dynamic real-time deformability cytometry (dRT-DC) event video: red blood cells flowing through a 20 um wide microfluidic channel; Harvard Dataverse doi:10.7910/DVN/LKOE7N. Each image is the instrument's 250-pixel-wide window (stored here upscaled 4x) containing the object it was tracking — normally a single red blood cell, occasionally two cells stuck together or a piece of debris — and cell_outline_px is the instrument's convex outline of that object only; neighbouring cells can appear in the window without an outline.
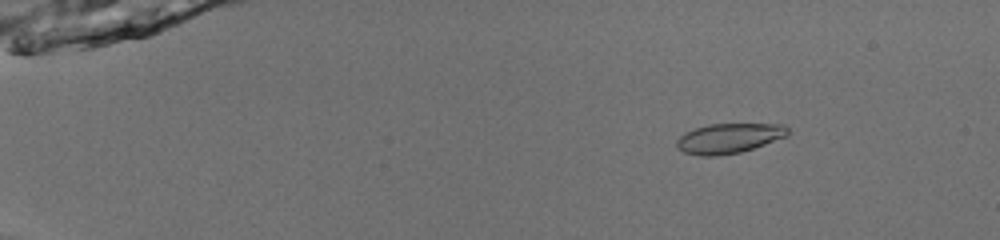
{"species": "common noctule bat (a hibernating species)", "species_latin": "Nyctalus noctula", "temperature_condition": "room temperature", "stored_images_in_passage": 53, "camera_frame_rate_fps": 3000, "um_per_image_px": 0.085, "animal": {"sex": "male", "body_mass_g": 13.0, "forearm_length_mm": 53.1}, "frame": {"image": 1, "passage_image": 9, "time_ms": 2.667, "image_size_px": [1000, 240], "cell_outline_px": [[788, 136], [740, 152], [716, 156], [700, 156], [684, 152], [676, 148], [676, 140], [684, 132], [708, 124], [784, 124], [788, 128]], "centroid_in_image_um": [61.93, 11.75], "position_along_channel_um": 23.1, "area_um2": 19.36}}
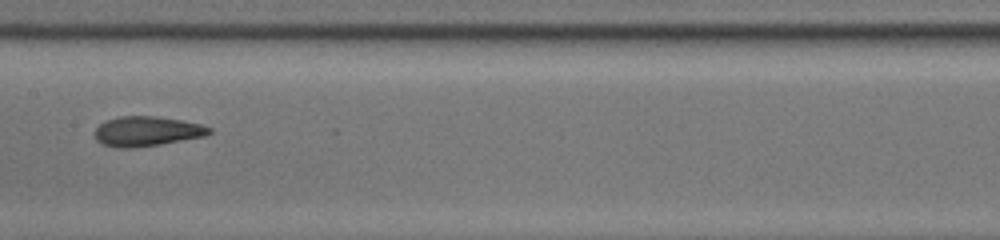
{"frame": {"image": 2, "passage_image": 30, "time_ms": 9.667, "image_size_px": [1000, 240], "cell_outline_px": [[212, 132], [204, 136], [160, 144], [136, 148], [120, 148], [104, 144], [96, 140], [96, 128], [104, 120], [120, 116], [156, 116], [180, 120], [200, 124], [212, 128]], "centroid_in_image_um": [12.48, 11.15], "position_along_channel_um": 194.9, "area_um2": 19.77}}
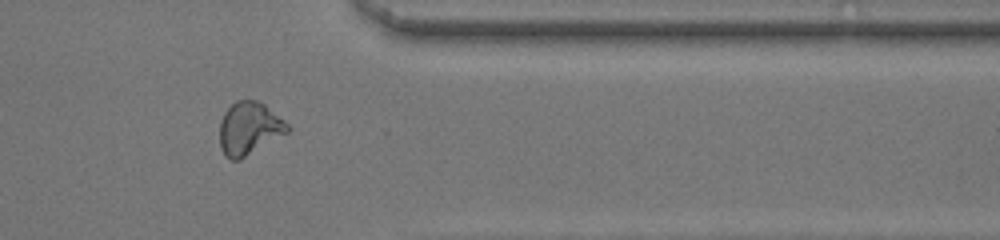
{"frame": {"image": 3, "passage_image": 45, "time_ms": 14.667, "image_size_px": [1000, 240], "cell_outline_px": [[292, 128], [288, 132], [240, 160], [232, 160], [220, 148], [220, 124], [224, 112], [236, 100], [256, 100], [264, 104], [284, 120]], "centroid_in_image_um": [21.19, 10.91], "position_along_channel_um": 390.2, "area_um2": 20.69}, "authors_computed_cell_mechanics": {"area_um2": 19.7098, "velocity_mm_per_s": 4.0173, "shape_relaxation_time_tau1_ms": 4.202, "shape_relaxation_time_tau2_ms": 1.6387, "deformation_change_tau1": 0.1487, "deformation_change_tau2": 0.0961}}